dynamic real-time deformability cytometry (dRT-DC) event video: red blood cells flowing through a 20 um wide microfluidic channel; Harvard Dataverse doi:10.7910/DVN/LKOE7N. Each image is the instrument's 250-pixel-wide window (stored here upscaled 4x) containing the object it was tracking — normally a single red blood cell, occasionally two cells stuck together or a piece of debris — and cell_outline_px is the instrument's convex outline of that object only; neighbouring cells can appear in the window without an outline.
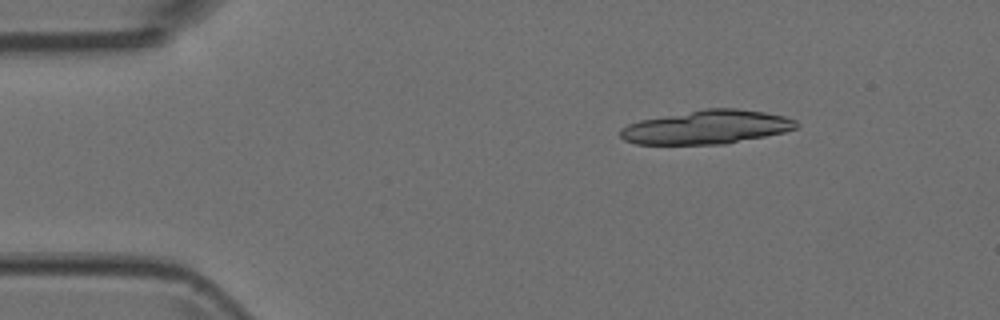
{"species": "Egyptian fruit bat (a non-hibernating species)", "species_latin": "Rousettus aegyptiacus", "temperature_condition": "room temperature", "stored_images_in_passage": 4, "camera_frame_rate_fps": 3000, "um_per_image_px": 0.085, "animal": {"sex": "female"}, "frame": {"image": 1, "passage_image": 2, "time_ms": 0.333, "image_size_px": [1000, 320], "cell_outline_px": [[800, 124], [796, 128], [784, 132], [724, 144], [636, 144], [624, 140], [620, 136], [620, 128], [628, 124], [640, 120], [704, 108], [736, 108], [764, 112], [784, 116], [796, 120]], "centroid_in_image_um": [60.06, 10.8], "position_along_channel_um": 24.9, "area_um2": 34.56}}